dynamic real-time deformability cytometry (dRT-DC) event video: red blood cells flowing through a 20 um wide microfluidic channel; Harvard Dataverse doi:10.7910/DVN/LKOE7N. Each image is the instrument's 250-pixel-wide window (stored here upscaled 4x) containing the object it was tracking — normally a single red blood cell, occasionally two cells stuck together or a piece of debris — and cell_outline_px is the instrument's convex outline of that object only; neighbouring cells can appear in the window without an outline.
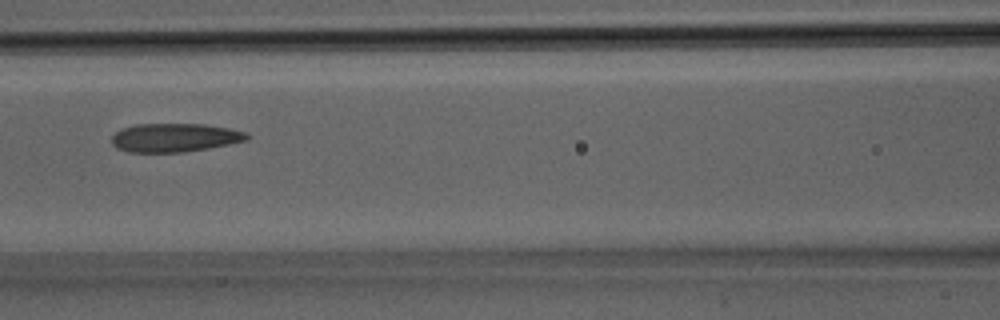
{"species": "Egyptian fruit bat (a non-hibernating species)", "species_latin": "Rousettus aegyptiacus", "temperature_condition": "room temperature", "stored_images_in_passage": 16, "camera_frame_rate_fps": 3000, "um_per_image_px": 0.085, "animal": {"sex": "male"}, "frame": {"image": 1, "passage_image": 7, "time_ms": 2.0, "image_size_px": [1000, 320], "cell_outline_px": [[248, 140], [208, 148], [184, 152], [128, 152], [116, 148], [112, 144], [112, 136], [116, 132], [124, 128], [136, 124], [204, 124], [228, 128], [244, 132], [248, 136]], "centroid_in_image_um": [14.82, 11.7], "position_along_channel_um": 151.8, "area_um2": 22.37}}
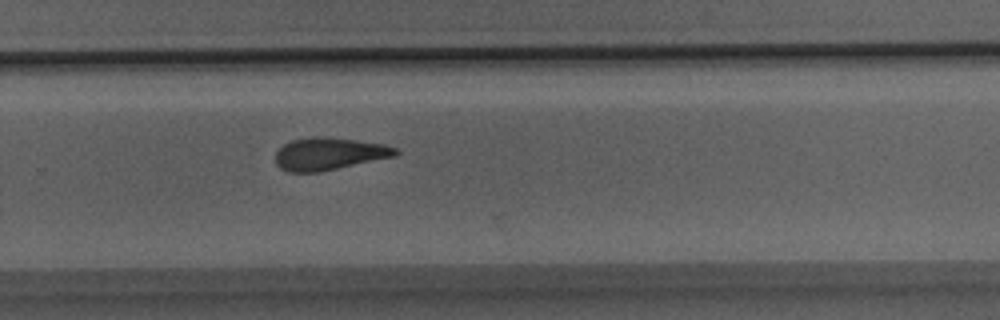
{"frame": {"image": 2, "passage_image": 14, "time_ms": 4.333, "image_size_px": [1000, 320], "cell_outline_px": [[400, 152], [396, 156], [320, 172], [288, 172], [280, 168], [276, 164], [276, 152], [284, 144], [292, 140], [316, 136], [324, 136], [356, 140], [384, 144], [396, 148]], "centroid_in_image_um": [27.98, 13.07], "position_along_channel_um": 301.8, "area_um2": 22.72}}
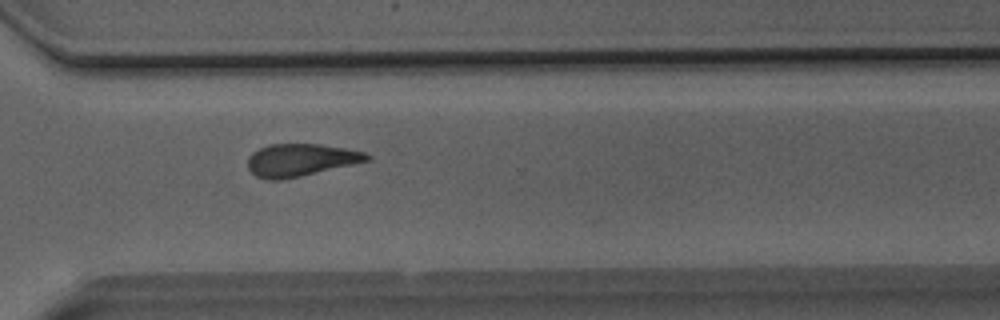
{"frame": {"image": 3, "passage_image": 16, "time_ms": 5.0, "image_size_px": [1000, 320], "cell_outline_px": [[372, 156], [368, 160], [352, 164], [300, 176], [280, 180], [268, 180], [256, 176], [248, 168], [248, 156], [252, 152], [268, 144], [320, 144], [344, 148], [364, 152]], "centroid_in_image_um": [25.5, 13.59], "position_along_channel_um": 345.1, "area_um2": 22.31}}